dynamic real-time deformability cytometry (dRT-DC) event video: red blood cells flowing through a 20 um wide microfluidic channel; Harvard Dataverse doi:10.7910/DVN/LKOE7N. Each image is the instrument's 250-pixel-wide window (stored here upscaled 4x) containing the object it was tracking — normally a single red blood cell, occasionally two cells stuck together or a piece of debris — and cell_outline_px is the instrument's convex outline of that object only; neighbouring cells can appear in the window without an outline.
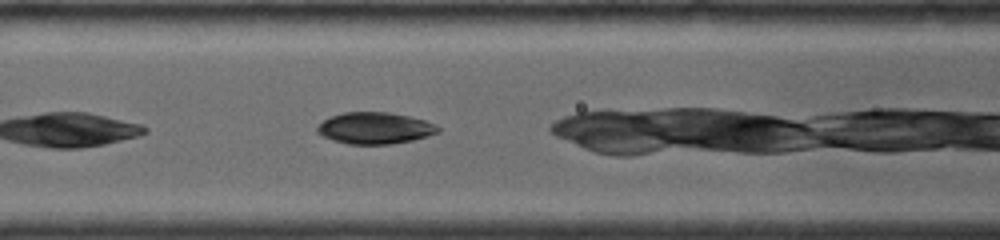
{"species": "common noctule bat (a hibernating species)", "species_latin": "Nyctalus noctula", "temperature_condition": "room temperature", "stored_images_in_passage": 28, "camera_frame_rate_fps": 4000, "um_per_image_px": 0.085, "animal": {"sex": "female", "body_mass_g": 19.0, "forearm_length_mm": 56.7}, "frame": {"image": 1, "passage_image": 5, "time_ms": 1.5, "image_size_px": [1000, 240], "cell_outline_px": [[440, 132], [428, 136], [412, 140], [388, 144], [348, 144], [332, 140], [316, 132], [316, 124], [332, 116], [344, 112], [388, 112], [408, 116], [424, 120], [436, 124], [440, 128]], "centroid_in_image_um": [31.85, 10.89], "position_along_channel_um": 134.7, "area_um2": 22.25}}